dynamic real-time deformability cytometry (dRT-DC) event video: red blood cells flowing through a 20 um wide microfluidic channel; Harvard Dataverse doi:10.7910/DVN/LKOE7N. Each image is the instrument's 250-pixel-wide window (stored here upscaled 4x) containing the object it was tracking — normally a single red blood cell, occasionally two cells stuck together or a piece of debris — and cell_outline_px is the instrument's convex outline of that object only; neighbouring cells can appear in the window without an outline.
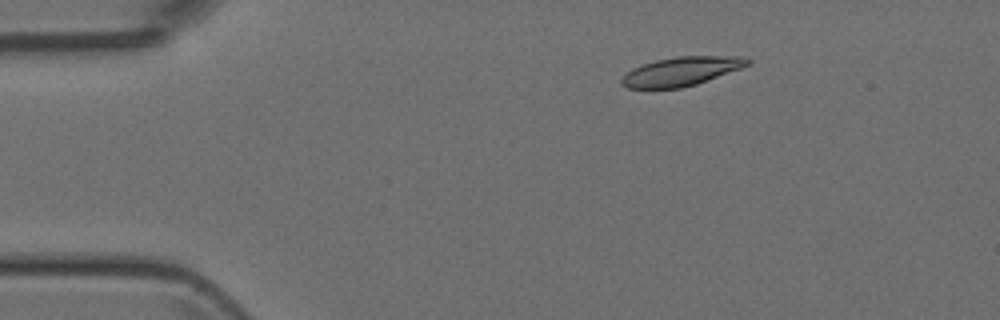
{"species": "Egyptian fruit bat (a non-hibernating species)", "species_latin": "Rousettus aegyptiacus", "temperature_condition": "room temperature", "stored_images_in_passage": 14, "camera_frame_rate_fps": 3000, "um_per_image_px": 0.085, "animal": {"sex": "female"}, "frame": {"image": 1, "passage_image": 8, "time_ms": 2.333, "image_size_px": [1000, 320], "cell_outline_px": [[752, 64], [696, 84], [680, 88], [628, 88], [620, 84], [620, 80], [632, 68], [656, 60], [680, 56], [744, 56], [752, 60]], "centroid_in_image_um": [57.94, 6.06], "position_along_channel_um": 27.1, "area_um2": 21.1}}